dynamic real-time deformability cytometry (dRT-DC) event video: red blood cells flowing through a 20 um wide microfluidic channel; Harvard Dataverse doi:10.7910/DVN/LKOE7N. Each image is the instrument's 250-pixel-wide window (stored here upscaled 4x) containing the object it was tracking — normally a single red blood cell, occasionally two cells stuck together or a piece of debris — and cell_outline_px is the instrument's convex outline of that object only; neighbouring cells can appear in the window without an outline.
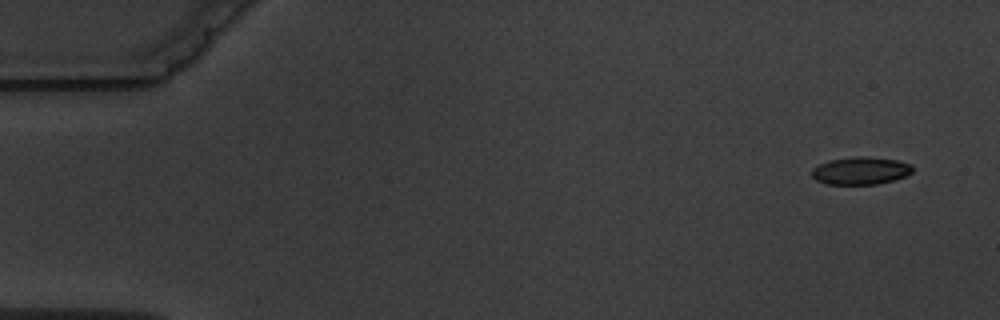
{"species": "common noctule bat (a hibernating species)", "species_latin": "Nyctalus noctula", "temperature_condition": "warm", "stored_images_in_passage": 6, "segment_of_instrument_passage": [1, 2], "camera_frame_rate_fps": 3000, "um_per_image_px": 0.085, "animal": {"sex": "male", "body_mass_g": 19.5, "forearm_length_mm": 54.6}, "frame": {"image": 1, "passage_image": 1, "time_ms": 0.0, "image_size_px": [1000, 320], "cell_outline_px": [[912, 172], [904, 176], [892, 180], [876, 184], [828, 184], [816, 180], [812, 176], [812, 168], [828, 160], [852, 156], [868, 156], [896, 160], [912, 164]], "centroid_in_image_um": [73.13, 14.49], "position_along_channel_um": 11.9, "area_um2": 16.18}}
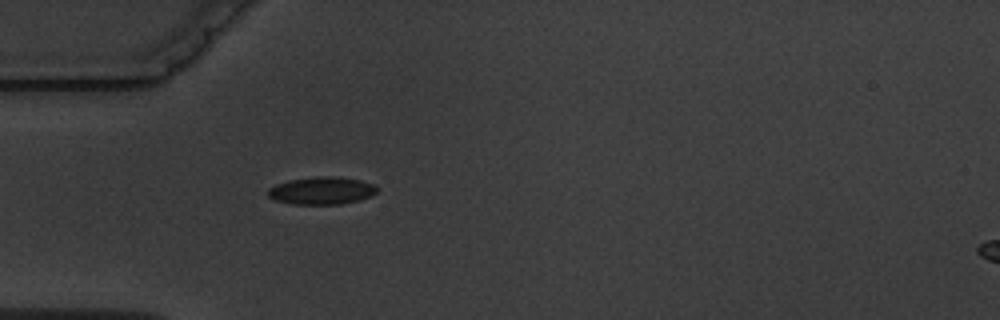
{"frame": {"image": 2, "passage_image": 5, "time_ms": 4.667, "image_size_px": [1000, 320], "cell_outline_px": [[376, 192], [372, 196], [360, 200], [340, 204], [292, 204], [276, 200], [268, 196], [268, 188], [276, 184], [288, 180], [316, 176], [336, 176], [360, 180], [372, 184], [376, 188]], "centroid_in_image_um": [27.33, 16.2], "position_along_channel_um": 57.7, "area_um2": 17.51}}